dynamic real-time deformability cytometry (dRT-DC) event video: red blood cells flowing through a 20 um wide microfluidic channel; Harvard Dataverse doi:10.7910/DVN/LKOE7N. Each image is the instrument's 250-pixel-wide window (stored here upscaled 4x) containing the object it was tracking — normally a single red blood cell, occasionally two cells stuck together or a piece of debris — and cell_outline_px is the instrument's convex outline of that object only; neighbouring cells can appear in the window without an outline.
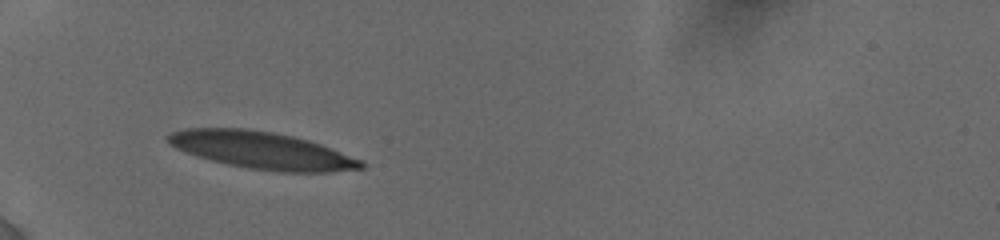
{"species": "human", "species_latin": "Homo sapiens", "temperature_condition": "cold", "stored_images_in_passage": 16, "camera_frame_rate_fps": 3000, "um_per_image_px": 0.085, "donor": {"sex": "female"}, "frame": {"image": 1, "passage_image": 1, "time_ms": 0.0, "image_size_px": [1000, 240], "cell_outline_px": [[364, 168], [332, 172], [280, 172], [248, 168], [228, 164], [196, 156], [176, 148], [168, 144], [164, 136], [172, 132], [184, 128], [244, 128], [272, 132], [292, 136], [308, 140], [320, 144], [364, 160]], "centroid_in_image_um": [22.25, 12.78], "position_along_channel_um": 62.8, "area_um2": 41.91}}
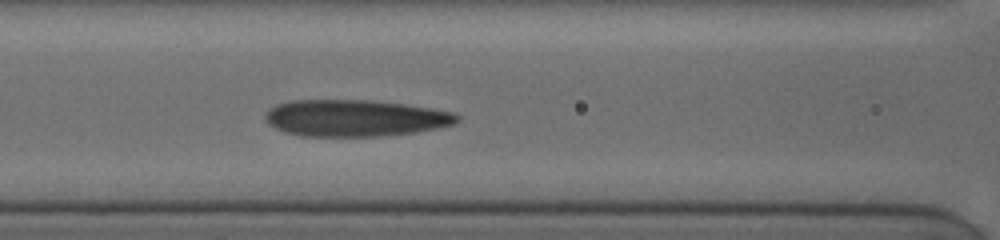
{"frame": {"image": 2, "passage_image": 12, "time_ms": 2.333, "image_size_px": [1000, 240], "cell_outline_px": [[460, 120], [452, 124], [436, 128], [416, 132], [380, 136], [300, 136], [284, 132], [268, 124], [264, 120], [264, 116], [276, 104], [292, 100], [364, 100], [400, 104], [428, 108], [452, 112], [460, 116]], "centroid_in_image_um": [30.13, 10.04], "position_along_channel_um": 136.5, "area_um2": 40.69}}
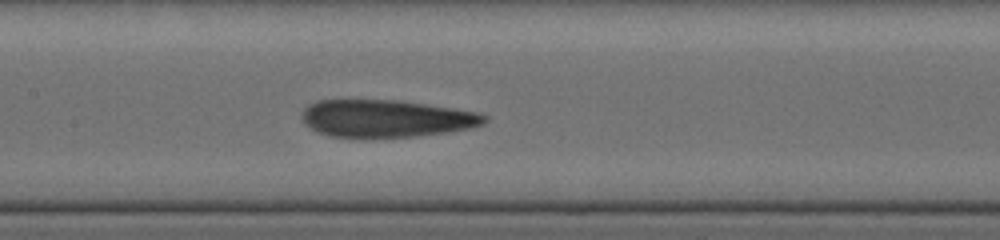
{"frame": {"image": 3, "passage_image": 16, "time_ms": 3.333, "image_size_px": [1000, 240], "cell_outline_px": [[488, 120], [484, 124], [472, 128], [448, 132], [416, 136], [364, 140], [328, 136], [316, 132], [304, 124], [304, 108], [308, 104], [316, 100], [396, 100], [480, 112], [488, 116]], "centroid_in_image_um": [32.81, 10.11], "position_along_channel_um": 174.6, "area_um2": 40.75}}